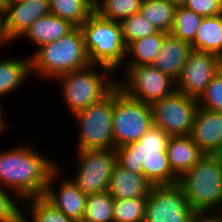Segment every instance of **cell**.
I'll list each match as a JSON object with an SVG mask.
<instances>
[{
	"label": "cell",
	"mask_w": 222,
	"mask_h": 222,
	"mask_svg": "<svg viewBox=\"0 0 222 222\" xmlns=\"http://www.w3.org/2000/svg\"><path fill=\"white\" fill-rule=\"evenodd\" d=\"M58 166L57 161L32 146L20 144L0 152V185L14 192L23 204V200L44 195L49 177Z\"/></svg>",
	"instance_id": "obj_1"
},
{
	"label": "cell",
	"mask_w": 222,
	"mask_h": 222,
	"mask_svg": "<svg viewBox=\"0 0 222 222\" xmlns=\"http://www.w3.org/2000/svg\"><path fill=\"white\" fill-rule=\"evenodd\" d=\"M80 27L60 39L41 45L30 54L31 76L54 80L57 76L90 66Z\"/></svg>",
	"instance_id": "obj_2"
},
{
	"label": "cell",
	"mask_w": 222,
	"mask_h": 222,
	"mask_svg": "<svg viewBox=\"0 0 222 222\" xmlns=\"http://www.w3.org/2000/svg\"><path fill=\"white\" fill-rule=\"evenodd\" d=\"M99 69V70H98ZM115 71L103 65H94L57 76L61 85L65 108L76 114L84 108L104 99L117 87Z\"/></svg>",
	"instance_id": "obj_3"
},
{
	"label": "cell",
	"mask_w": 222,
	"mask_h": 222,
	"mask_svg": "<svg viewBox=\"0 0 222 222\" xmlns=\"http://www.w3.org/2000/svg\"><path fill=\"white\" fill-rule=\"evenodd\" d=\"M177 184L198 215H222V172L213 155H204Z\"/></svg>",
	"instance_id": "obj_4"
},
{
	"label": "cell",
	"mask_w": 222,
	"mask_h": 222,
	"mask_svg": "<svg viewBox=\"0 0 222 222\" xmlns=\"http://www.w3.org/2000/svg\"><path fill=\"white\" fill-rule=\"evenodd\" d=\"M80 29L90 63L118 71L125 63L127 50L120 22L102 18L94 11Z\"/></svg>",
	"instance_id": "obj_5"
},
{
	"label": "cell",
	"mask_w": 222,
	"mask_h": 222,
	"mask_svg": "<svg viewBox=\"0 0 222 222\" xmlns=\"http://www.w3.org/2000/svg\"><path fill=\"white\" fill-rule=\"evenodd\" d=\"M153 126L150 104L127 96L118 86L114 89L112 130L114 149L139 139Z\"/></svg>",
	"instance_id": "obj_6"
},
{
	"label": "cell",
	"mask_w": 222,
	"mask_h": 222,
	"mask_svg": "<svg viewBox=\"0 0 222 222\" xmlns=\"http://www.w3.org/2000/svg\"><path fill=\"white\" fill-rule=\"evenodd\" d=\"M114 90L104 99L73 115L78 126L77 149H112Z\"/></svg>",
	"instance_id": "obj_7"
},
{
	"label": "cell",
	"mask_w": 222,
	"mask_h": 222,
	"mask_svg": "<svg viewBox=\"0 0 222 222\" xmlns=\"http://www.w3.org/2000/svg\"><path fill=\"white\" fill-rule=\"evenodd\" d=\"M77 167L70 179L85 194L108 191L111 174L117 163L116 150L76 149Z\"/></svg>",
	"instance_id": "obj_8"
},
{
	"label": "cell",
	"mask_w": 222,
	"mask_h": 222,
	"mask_svg": "<svg viewBox=\"0 0 222 222\" xmlns=\"http://www.w3.org/2000/svg\"><path fill=\"white\" fill-rule=\"evenodd\" d=\"M122 67L125 79L119 78L117 86L133 99L151 104L176 91V81L153 65Z\"/></svg>",
	"instance_id": "obj_9"
},
{
	"label": "cell",
	"mask_w": 222,
	"mask_h": 222,
	"mask_svg": "<svg viewBox=\"0 0 222 222\" xmlns=\"http://www.w3.org/2000/svg\"><path fill=\"white\" fill-rule=\"evenodd\" d=\"M153 126L170 136L190 135L198 109V100L175 91L150 104Z\"/></svg>",
	"instance_id": "obj_10"
},
{
	"label": "cell",
	"mask_w": 222,
	"mask_h": 222,
	"mask_svg": "<svg viewBox=\"0 0 222 222\" xmlns=\"http://www.w3.org/2000/svg\"><path fill=\"white\" fill-rule=\"evenodd\" d=\"M198 216L178 184L151 187L144 222H194Z\"/></svg>",
	"instance_id": "obj_11"
},
{
	"label": "cell",
	"mask_w": 222,
	"mask_h": 222,
	"mask_svg": "<svg viewBox=\"0 0 222 222\" xmlns=\"http://www.w3.org/2000/svg\"><path fill=\"white\" fill-rule=\"evenodd\" d=\"M169 138L160 128L151 126L139 141L115 148L117 162L132 172L143 174L145 159L164 156Z\"/></svg>",
	"instance_id": "obj_12"
},
{
	"label": "cell",
	"mask_w": 222,
	"mask_h": 222,
	"mask_svg": "<svg viewBox=\"0 0 222 222\" xmlns=\"http://www.w3.org/2000/svg\"><path fill=\"white\" fill-rule=\"evenodd\" d=\"M217 55L193 49L176 80V91L199 99L216 76Z\"/></svg>",
	"instance_id": "obj_13"
},
{
	"label": "cell",
	"mask_w": 222,
	"mask_h": 222,
	"mask_svg": "<svg viewBox=\"0 0 222 222\" xmlns=\"http://www.w3.org/2000/svg\"><path fill=\"white\" fill-rule=\"evenodd\" d=\"M60 167L50 175L43 197L73 222L83 220L87 195L67 176L63 180ZM57 181L60 182L57 184ZM56 185L59 187H55Z\"/></svg>",
	"instance_id": "obj_14"
},
{
	"label": "cell",
	"mask_w": 222,
	"mask_h": 222,
	"mask_svg": "<svg viewBox=\"0 0 222 222\" xmlns=\"http://www.w3.org/2000/svg\"><path fill=\"white\" fill-rule=\"evenodd\" d=\"M190 137L207 155L222 149V113L198 107Z\"/></svg>",
	"instance_id": "obj_15"
},
{
	"label": "cell",
	"mask_w": 222,
	"mask_h": 222,
	"mask_svg": "<svg viewBox=\"0 0 222 222\" xmlns=\"http://www.w3.org/2000/svg\"><path fill=\"white\" fill-rule=\"evenodd\" d=\"M50 14L49 0L9 3L5 9V27L12 42L20 39L39 17Z\"/></svg>",
	"instance_id": "obj_16"
},
{
	"label": "cell",
	"mask_w": 222,
	"mask_h": 222,
	"mask_svg": "<svg viewBox=\"0 0 222 222\" xmlns=\"http://www.w3.org/2000/svg\"><path fill=\"white\" fill-rule=\"evenodd\" d=\"M192 50L191 43L169 33L152 65L176 81Z\"/></svg>",
	"instance_id": "obj_17"
},
{
	"label": "cell",
	"mask_w": 222,
	"mask_h": 222,
	"mask_svg": "<svg viewBox=\"0 0 222 222\" xmlns=\"http://www.w3.org/2000/svg\"><path fill=\"white\" fill-rule=\"evenodd\" d=\"M152 184L144 177L116 163L111 174L109 193L113 199L148 197Z\"/></svg>",
	"instance_id": "obj_18"
},
{
	"label": "cell",
	"mask_w": 222,
	"mask_h": 222,
	"mask_svg": "<svg viewBox=\"0 0 222 222\" xmlns=\"http://www.w3.org/2000/svg\"><path fill=\"white\" fill-rule=\"evenodd\" d=\"M166 153L170 167L178 177L206 155L190 135L170 136Z\"/></svg>",
	"instance_id": "obj_19"
},
{
	"label": "cell",
	"mask_w": 222,
	"mask_h": 222,
	"mask_svg": "<svg viewBox=\"0 0 222 222\" xmlns=\"http://www.w3.org/2000/svg\"><path fill=\"white\" fill-rule=\"evenodd\" d=\"M75 27L68 20L48 14L36 19L20 38L28 39L37 49L67 35Z\"/></svg>",
	"instance_id": "obj_20"
},
{
	"label": "cell",
	"mask_w": 222,
	"mask_h": 222,
	"mask_svg": "<svg viewBox=\"0 0 222 222\" xmlns=\"http://www.w3.org/2000/svg\"><path fill=\"white\" fill-rule=\"evenodd\" d=\"M168 34L158 31L151 36L130 42L127 45L126 60L123 66L152 65L161 51L164 38Z\"/></svg>",
	"instance_id": "obj_21"
},
{
	"label": "cell",
	"mask_w": 222,
	"mask_h": 222,
	"mask_svg": "<svg viewBox=\"0 0 222 222\" xmlns=\"http://www.w3.org/2000/svg\"><path fill=\"white\" fill-rule=\"evenodd\" d=\"M31 77L30 56L0 60V99L19 89Z\"/></svg>",
	"instance_id": "obj_22"
},
{
	"label": "cell",
	"mask_w": 222,
	"mask_h": 222,
	"mask_svg": "<svg viewBox=\"0 0 222 222\" xmlns=\"http://www.w3.org/2000/svg\"><path fill=\"white\" fill-rule=\"evenodd\" d=\"M195 50L222 54V14L204 17L191 42Z\"/></svg>",
	"instance_id": "obj_23"
},
{
	"label": "cell",
	"mask_w": 222,
	"mask_h": 222,
	"mask_svg": "<svg viewBox=\"0 0 222 222\" xmlns=\"http://www.w3.org/2000/svg\"><path fill=\"white\" fill-rule=\"evenodd\" d=\"M176 6L169 0H142L140 13L158 31L170 33L175 18Z\"/></svg>",
	"instance_id": "obj_24"
},
{
	"label": "cell",
	"mask_w": 222,
	"mask_h": 222,
	"mask_svg": "<svg viewBox=\"0 0 222 222\" xmlns=\"http://www.w3.org/2000/svg\"><path fill=\"white\" fill-rule=\"evenodd\" d=\"M95 0H49L50 14L70 21L76 27L94 12Z\"/></svg>",
	"instance_id": "obj_25"
},
{
	"label": "cell",
	"mask_w": 222,
	"mask_h": 222,
	"mask_svg": "<svg viewBox=\"0 0 222 222\" xmlns=\"http://www.w3.org/2000/svg\"><path fill=\"white\" fill-rule=\"evenodd\" d=\"M29 215L23 212L22 222H73L62 211L54 207L43 196L28 198ZM31 215V216H30ZM28 216L31 218H28Z\"/></svg>",
	"instance_id": "obj_26"
},
{
	"label": "cell",
	"mask_w": 222,
	"mask_h": 222,
	"mask_svg": "<svg viewBox=\"0 0 222 222\" xmlns=\"http://www.w3.org/2000/svg\"><path fill=\"white\" fill-rule=\"evenodd\" d=\"M142 168L144 177L152 186L174 185L178 183L179 177L172 171L167 153L161 157L146 158Z\"/></svg>",
	"instance_id": "obj_27"
},
{
	"label": "cell",
	"mask_w": 222,
	"mask_h": 222,
	"mask_svg": "<svg viewBox=\"0 0 222 222\" xmlns=\"http://www.w3.org/2000/svg\"><path fill=\"white\" fill-rule=\"evenodd\" d=\"M142 0H95L94 11L102 18L121 22L139 12Z\"/></svg>",
	"instance_id": "obj_28"
},
{
	"label": "cell",
	"mask_w": 222,
	"mask_h": 222,
	"mask_svg": "<svg viewBox=\"0 0 222 222\" xmlns=\"http://www.w3.org/2000/svg\"><path fill=\"white\" fill-rule=\"evenodd\" d=\"M114 199L109 191L87 195L83 220L86 222H113Z\"/></svg>",
	"instance_id": "obj_29"
},
{
	"label": "cell",
	"mask_w": 222,
	"mask_h": 222,
	"mask_svg": "<svg viewBox=\"0 0 222 222\" xmlns=\"http://www.w3.org/2000/svg\"><path fill=\"white\" fill-rule=\"evenodd\" d=\"M204 16L196 14L185 6L176 7L174 24L170 34L191 43Z\"/></svg>",
	"instance_id": "obj_30"
},
{
	"label": "cell",
	"mask_w": 222,
	"mask_h": 222,
	"mask_svg": "<svg viewBox=\"0 0 222 222\" xmlns=\"http://www.w3.org/2000/svg\"><path fill=\"white\" fill-rule=\"evenodd\" d=\"M147 197L114 199L113 222H144Z\"/></svg>",
	"instance_id": "obj_31"
},
{
	"label": "cell",
	"mask_w": 222,
	"mask_h": 222,
	"mask_svg": "<svg viewBox=\"0 0 222 222\" xmlns=\"http://www.w3.org/2000/svg\"><path fill=\"white\" fill-rule=\"evenodd\" d=\"M123 39L126 45L130 42L151 36L158 30L147 21L140 12H136L120 22Z\"/></svg>",
	"instance_id": "obj_32"
},
{
	"label": "cell",
	"mask_w": 222,
	"mask_h": 222,
	"mask_svg": "<svg viewBox=\"0 0 222 222\" xmlns=\"http://www.w3.org/2000/svg\"><path fill=\"white\" fill-rule=\"evenodd\" d=\"M198 106L222 113V79L215 76L198 99Z\"/></svg>",
	"instance_id": "obj_33"
},
{
	"label": "cell",
	"mask_w": 222,
	"mask_h": 222,
	"mask_svg": "<svg viewBox=\"0 0 222 222\" xmlns=\"http://www.w3.org/2000/svg\"><path fill=\"white\" fill-rule=\"evenodd\" d=\"M10 190L0 186V222H22L23 211L20 205L9 196Z\"/></svg>",
	"instance_id": "obj_34"
},
{
	"label": "cell",
	"mask_w": 222,
	"mask_h": 222,
	"mask_svg": "<svg viewBox=\"0 0 222 222\" xmlns=\"http://www.w3.org/2000/svg\"><path fill=\"white\" fill-rule=\"evenodd\" d=\"M184 6L204 17L222 14V0H187Z\"/></svg>",
	"instance_id": "obj_35"
},
{
	"label": "cell",
	"mask_w": 222,
	"mask_h": 222,
	"mask_svg": "<svg viewBox=\"0 0 222 222\" xmlns=\"http://www.w3.org/2000/svg\"><path fill=\"white\" fill-rule=\"evenodd\" d=\"M5 27V10L0 9V47L11 43Z\"/></svg>",
	"instance_id": "obj_36"
},
{
	"label": "cell",
	"mask_w": 222,
	"mask_h": 222,
	"mask_svg": "<svg viewBox=\"0 0 222 222\" xmlns=\"http://www.w3.org/2000/svg\"><path fill=\"white\" fill-rule=\"evenodd\" d=\"M194 222H222V215H199Z\"/></svg>",
	"instance_id": "obj_37"
},
{
	"label": "cell",
	"mask_w": 222,
	"mask_h": 222,
	"mask_svg": "<svg viewBox=\"0 0 222 222\" xmlns=\"http://www.w3.org/2000/svg\"><path fill=\"white\" fill-rule=\"evenodd\" d=\"M4 110L0 101V133H4L5 130L8 128V121L4 119L5 115H4Z\"/></svg>",
	"instance_id": "obj_38"
},
{
	"label": "cell",
	"mask_w": 222,
	"mask_h": 222,
	"mask_svg": "<svg viewBox=\"0 0 222 222\" xmlns=\"http://www.w3.org/2000/svg\"><path fill=\"white\" fill-rule=\"evenodd\" d=\"M216 76L218 78L222 79V54L221 55H217Z\"/></svg>",
	"instance_id": "obj_39"
},
{
	"label": "cell",
	"mask_w": 222,
	"mask_h": 222,
	"mask_svg": "<svg viewBox=\"0 0 222 222\" xmlns=\"http://www.w3.org/2000/svg\"><path fill=\"white\" fill-rule=\"evenodd\" d=\"M213 156L216 158V160L219 162V165H220V169H221V172H222V149L218 152H215L213 154Z\"/></svg>",
	"instance_id": "obj_40"
},
{
	"label": "cell",
	"mask_w": 222,
	"mask_h": 222,
	"mask_svg": "<svg viewBox=\"0 0 222 222\" xmlns=\"http://www.w3.org/2000/svg\"><path fill=\"white\" fill-rule=\"evenodd\" d=\"M172 4H174L176 7L184 6L187 2V0H169Z\"/></svg>",
	"instance_id": "obj_41"
},
{
	"label": "cell",
	"mask_w": 222,
	"mask_h": 222,
	"mask_svg": "<svg viewBox=\"0 0 222 222\" xmlns=\"http://www.w3.org/2000/svg\"><path fill=\"white\" fill-rule=\"evenodd\" d=\"M8 4L9 0H0V9L5 10Z\"/></svg>",
	"instance_id": "obj_42"
},
{
	"label": "cell",
	"mask_w": 222,
	"mask_h": 222,
	"mask_svg": "<svg viewBox=\"0 0 222 222\" xmlns=\"http://www.w3.org/2000/svg\"><path fill=\"white\" fill-rule=\"evenodd\" d=\"M28 0H9V3H24Z\"/></svg>",
	"instance_id": "obj_43"
},
{
	"label": "cell",
	"mask_w": 222,
	"mask_h": 222,
	"mask_svg": "<svg viewBox=\"0 0 222 222\" xmlns=\"http://www.w3.org/2000/svg\"><path fill=\"white\" fill-rule=\"evenodd\" d=\"M74 222H86V221H84V220H79V221H74Z\"/></svg>",
	"instance_id": "obj_44"
}]
</instances>
